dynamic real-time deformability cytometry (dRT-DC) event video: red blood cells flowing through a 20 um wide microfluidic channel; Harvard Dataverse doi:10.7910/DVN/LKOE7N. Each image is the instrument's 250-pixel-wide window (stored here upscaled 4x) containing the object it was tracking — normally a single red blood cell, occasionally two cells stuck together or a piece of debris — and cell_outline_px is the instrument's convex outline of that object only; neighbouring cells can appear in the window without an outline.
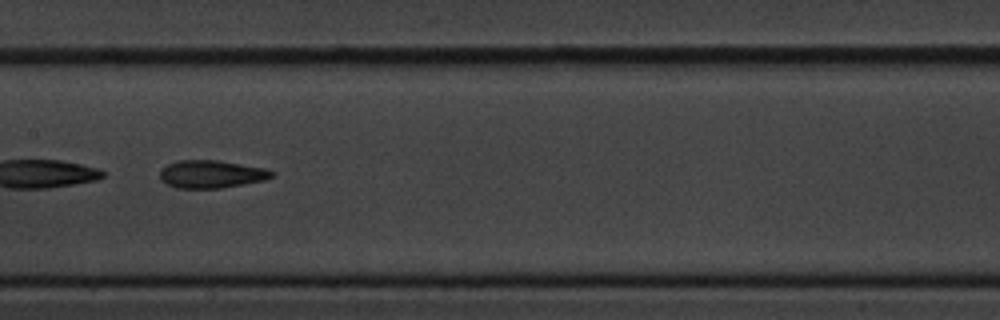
{"species": "common noctule bat (a hibernating species)", "species_latin": "Nyctalus noctula", "temperature_condition": "cold", "stored_images_in_passage": 9, "camera_frame_rate_fps": 3000, "um_per_image_px": 0.085, "animal": {"sex": "male", "body_mass_g": 20.1, "forearm_length_mm": 53.5}, "frame": {"image": 1, "passage_image": 6, "time_ms": 5.667, "image_size_px": [1000, 320], "cell_outline_px": [[276, 176], [264, 180], [244, 184], [220, 188], [176, 188], [160, 180], [160, 168], [176, 160], [216, 160], [264, 168], [276, 172]], "centroid_in_image_um": [17.96, 14.8], "position_along_channel_um": 189.4, "area_um2": 18.21}}
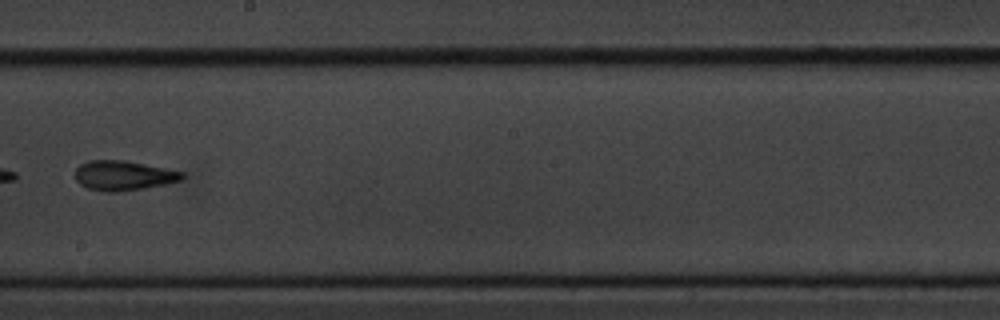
{"frame": {"image": 2, "passage_image": 7, "time_ms": 7.0, "image_size_px": [1000, 320], "cell_outline_px": [[184, 176], [180, 180], [164, 184], [116, 192], [108, 192], [88, 188], [80, 184], [76, 180], [76, 168], [80, 164], [88, 160], [124, 160], [184, 172]], "centroid_in_image_um": [10.45, 14.91], "position_along_channel_um": 237.7, "area_um2": 18.21}}
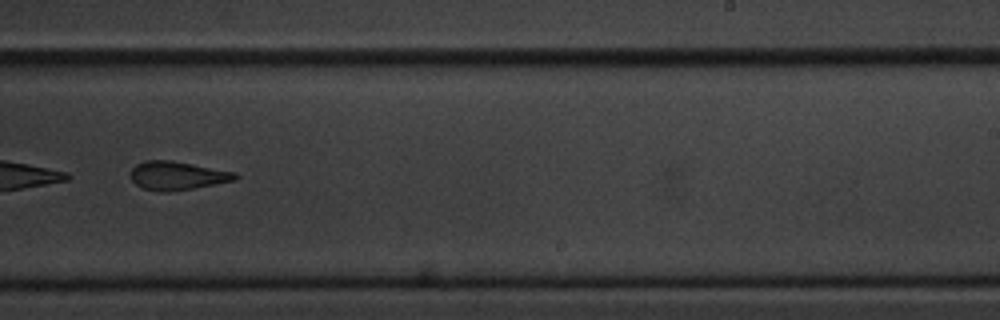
{"frame": {"image": 3, "passage_image": 8, "time_ms": 8.0, "image_size_px": [1000, 320], "cell_outline_px": [[240, 176], [236, 180], [172, 192], [160, 192], [144, 188], [136, 184], [132, 180], [132, 168], [136, 164], [144, 160], [172, 160], [236, 172]], "centroid_in_image_um": [15.09, 14.93], "position_along_channel_um": 273.9, "area_um2": 17.46}}